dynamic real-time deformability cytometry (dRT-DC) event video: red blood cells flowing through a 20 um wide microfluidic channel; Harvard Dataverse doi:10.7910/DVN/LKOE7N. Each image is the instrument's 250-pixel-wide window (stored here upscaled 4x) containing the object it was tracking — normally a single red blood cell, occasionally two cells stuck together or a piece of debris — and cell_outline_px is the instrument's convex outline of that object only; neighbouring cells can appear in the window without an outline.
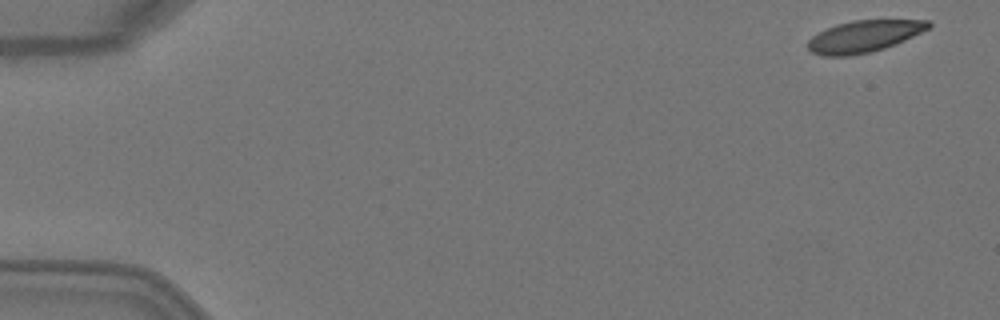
{"species": "Egyptian fruit bat (a non-hibernating species)", "species_latin": "Rousettus aegyptiacus", "temperature_condition": "warm", "stored_images_in_passage": 5, "camera_frame_rate_fps": 3000, "um_per_image_px": 0.085, "animal": {"sex": "female"}, "frame": {"image": 1, "passage_image": 1, "time_ms": 0.0, "image_size_px": [1000, 320], "cell_outline_px": [[932, 24], [928, 28], [896, 44], [872, 52], [852, 56], [824, 56], [812, 52], [808, 48], [808, 40], [812, 36], [836, 24], [852, 20], [928, 20]], "centroid_in_image_um": [73.42, 3.09], "position_along_channel_um": 11.6, "area_um2": 22.2}}
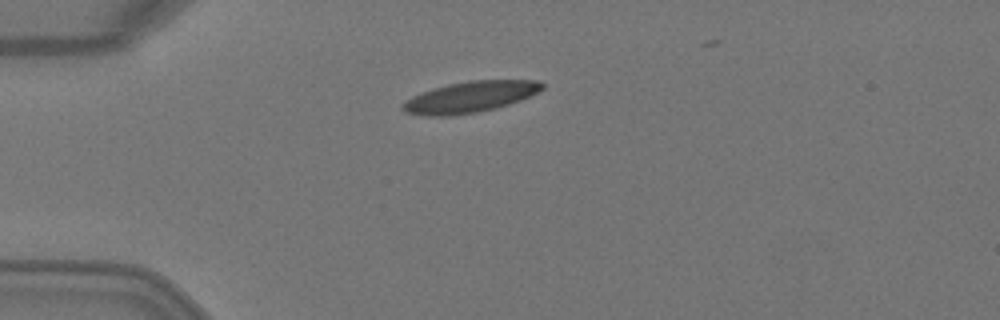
{"frame": {"image": 2, "passage_image": 4, "time_ms": 1.0, "image_size_px": [1000, 320], "cell_outline_px": [[544, 88], [520, 100], [496, 108], [476, 112], [448, 116], [424, 116], [404, 112], [400, 108], [400, 104], [412, 96], [420, 92], [448, 84], [472, 80], [540, 80], [544, 84]], "centroid_in_image_um": [39.9, 8.24], "position_along_channel_um": 45.1, "area_um2": 25.26}}
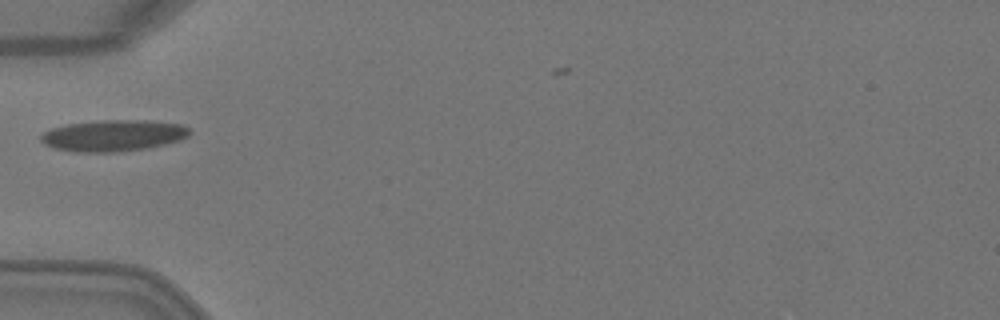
{"frame": {"image": 3, "passage_image": 5, "time_ms": 1.333, "image_size_px": [1000, 320], "cell_outline_px": [[192, 132], [188, 136], [180, 140], [148, 148], [116, 152], [76, 152], [52, 148], [44, 144], [40, 140], [40, 136], [44, 132], [52, 128], [68, 124], [100, 120], [148, 120], [184, 124]], "centroid_in_image_um": [9.65, 11.52], "position_along_channel_um": 75.4, "area_um2": 27.4}}